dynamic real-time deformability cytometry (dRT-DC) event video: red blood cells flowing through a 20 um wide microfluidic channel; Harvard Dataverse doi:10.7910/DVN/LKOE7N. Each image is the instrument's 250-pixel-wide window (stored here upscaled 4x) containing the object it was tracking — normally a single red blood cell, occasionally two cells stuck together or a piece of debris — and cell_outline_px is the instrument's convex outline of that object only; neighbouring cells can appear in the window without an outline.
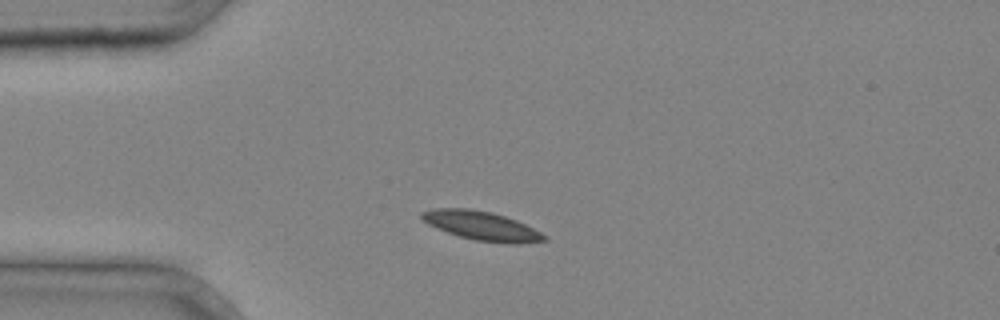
{"species": "common noctule bat (a hibernating species)", "species_latin": "Nyctalus noctula", "temperature_condition": "cold", "stored_images_in_passage": 2, "camera_frame_rate_fps": 3000, "um_per_image_px": 0.085, "animal": {"sex": "male", "body_mass_g": 20.4}, "frame": {"image": 1, "passage_image": 1, "time_ms": 0.0, "image_size_px": [1000, 320], "cell_outline_px": [[548, 240], [516, 244], [504, 244], [476, 240], [460, 236], [436, 228], [428, 224], [420, 216], [420, 212], [432, 208], [468, 208], [492, 212], [516, 220], [548, 236]], "centroid_in_image_um": [40.93, 19.19], "position_along_channel_um": 44.1, "area_um2": 20.69}}